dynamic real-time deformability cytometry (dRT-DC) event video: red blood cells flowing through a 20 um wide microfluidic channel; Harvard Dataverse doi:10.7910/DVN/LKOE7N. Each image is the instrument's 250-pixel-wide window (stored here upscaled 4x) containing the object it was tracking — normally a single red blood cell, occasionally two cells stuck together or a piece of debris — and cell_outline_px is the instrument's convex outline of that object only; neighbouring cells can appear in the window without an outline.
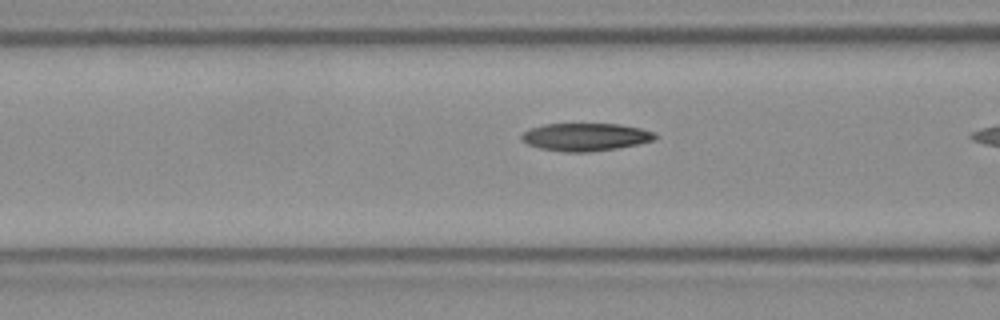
{"species": "Egyptian fruit bat (a non-hibernating species)", "species_latin": "Rousettus aegyptiacus", "temperature_condition": "room temperature", "stored_images_in_passage": 16, "camera_frame_rate_fps": 3000, "um_per_image_px": 0.085, "frame": {"image": 1, "passage_image": 14, "time_ms": 4.333, "image_size_px": [1000, 320], "cell_outline_px": [[660, 136], [656, 140], [640, 144], [616, 148], [588, 152], [564, 152], [540, 148], [528, 144], [520, 140], [520, 136], [528, 128], [544, 124], [620, 124], [640, 128], [656, 132]], "centroid_in_image_um": [49.8, 11.64], "position_along_channel_um": 116.8, "area_um2": 21.91}}